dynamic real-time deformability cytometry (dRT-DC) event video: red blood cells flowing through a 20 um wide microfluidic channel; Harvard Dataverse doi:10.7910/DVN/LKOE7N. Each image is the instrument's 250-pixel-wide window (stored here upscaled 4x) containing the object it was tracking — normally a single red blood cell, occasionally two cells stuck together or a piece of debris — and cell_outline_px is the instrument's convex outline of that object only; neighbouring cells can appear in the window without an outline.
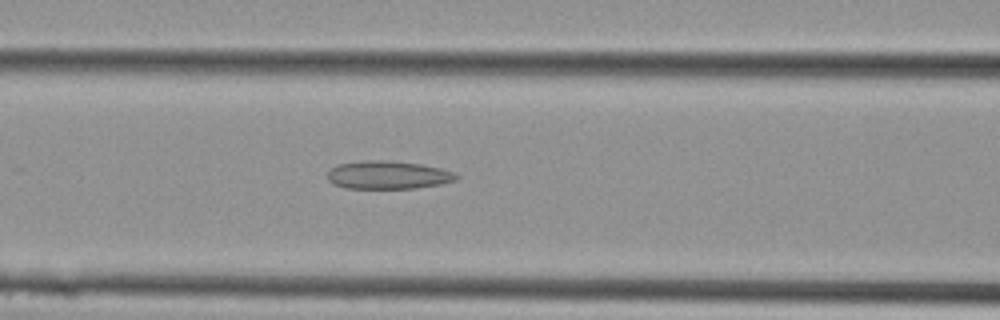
{"species": "Egyptian fruit bat (a non-hibernating species)", "species_latin": "Rousettus aegyptiacus", "temperature_condition": "cold", "stored_images_in_passage": 13, "camera_frame_rate_fps": 3000, "um_per_image_px": 0.085, "animal": {"sex": "female"}, "frame": {"image": 1, "passage_image": 11, "time_ms": 3.333, "image_size_px": [1000, 320], "cell_outline_px": [[460, 176], [456, 180], [440, 184], [416, 188], [344, 188], [332, 184], [328, 180], [328, 172], [332, 168], [340, 164], [360, 160], [388, 160], [420, 164], [440, 168], [452, 172]], "centroid_in_image_um": [32.96, 14.87], "position_along_channel_um": 133.6, "area_um2": 21.1}}
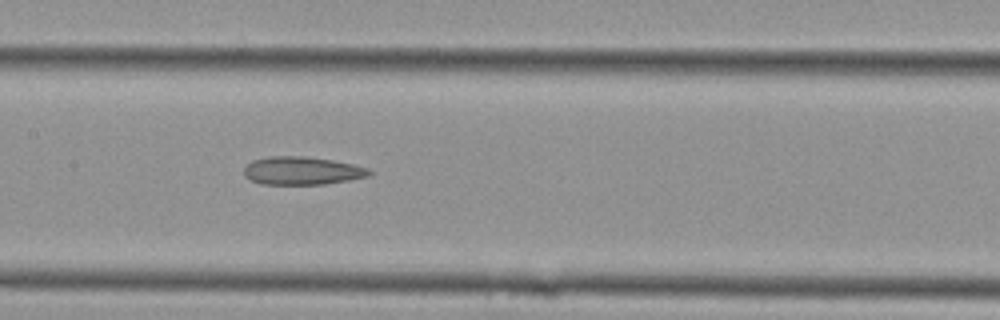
{"frame": {"image": 2, "passage_image": 13, "time_ms": 4.0, "image_size_px": [1000, 320], "cell_outline_px": [[372, 172], [368, 176], [348, 180], [324, 184], [260, 184], [244, 176], [244, 168], [252, 160], [268, 156], [304, 156], [332, 160], [352, 164], [368, 168]], "centroid_in_image_um": [25.64, 14.51], "position_along_channel_um": 181.8, "area_um2": 20.4}}